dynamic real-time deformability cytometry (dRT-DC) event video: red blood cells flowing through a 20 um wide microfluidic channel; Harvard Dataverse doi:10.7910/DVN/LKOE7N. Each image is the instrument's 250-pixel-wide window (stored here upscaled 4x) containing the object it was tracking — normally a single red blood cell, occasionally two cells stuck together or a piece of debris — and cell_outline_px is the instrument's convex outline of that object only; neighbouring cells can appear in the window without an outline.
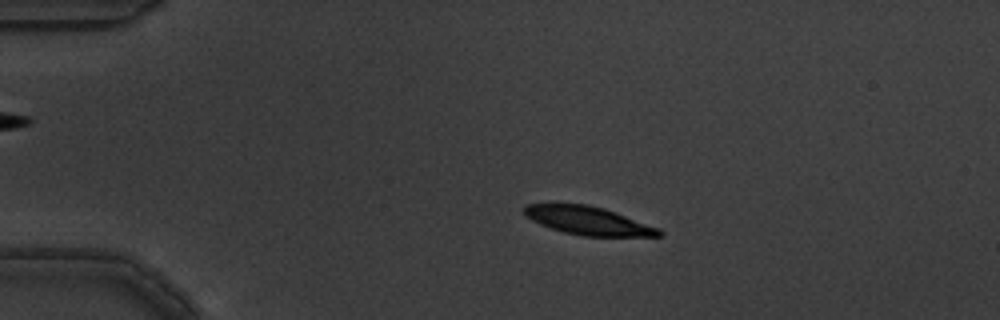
{"species": "common noctule bat (a hibernating species)", "species_latin": "Nyctalus noctula", "temperature_condition": "warm", "stored_images_in_passage": 10, "camera_frame_rate_fps": 3000, "um_per_image_px": 0.085, "animal": {"sex": "male", "body_mass_g": 19.5, "forearm_length_mm": 54.6}, "frame": {"image": 1, "passage_image": 2, "time_ms": 0.333, "image_size_px": [1000, 320], "cell_outline_px": [[664, 232], [660, 236], [584, 236], [564, 232], [540, 224], [524, 216], [524, 204], [588, 204], [604, 208], [660, 228]], "centroid_in_image_um": [50.01, 18.75], "position_along_channel_um": 35.0, "area_um2": 22.14}}
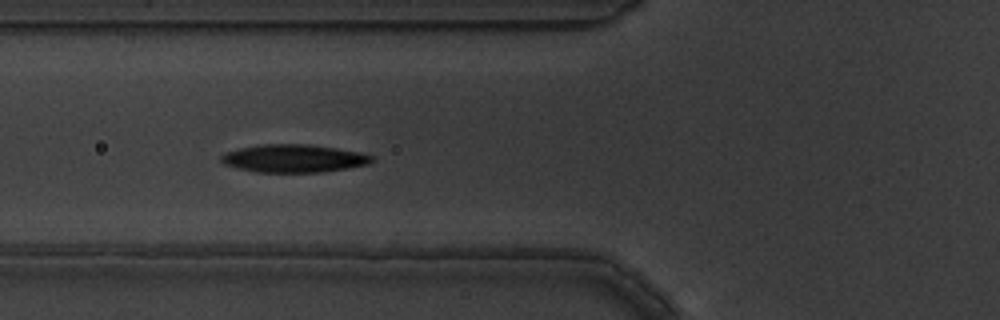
{"frame": {"image": 2, "passage_image": 5, "time_ms": 1.333, "image_size_px": [1000, 320], "cell_outline_px": [[376, 160], [368, 164], [348, 168], [320, 172], [256, 172], [224, 164], [220, 160], [220, 156], [224, 152], [240, 148], [260, 144], [308, 144], [336, 148], [360, 152], [376, 156]], "centroid_in_image_um": [25.0, 13.46], "position_along_channel_um": 100.8, "area_um2": 24.62}}
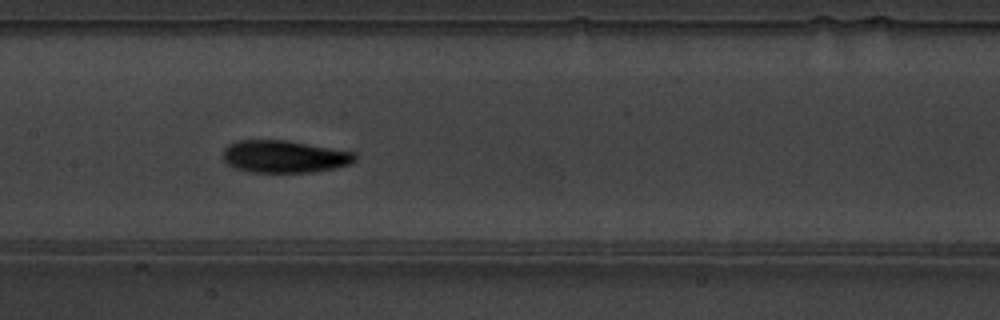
{"frame": {"image": 3, "passage_image": 7, "time_ms": 2.0, "image_size_px": [1000, 320], "cell_outline_px": [[356, 160], [352, 164], [336, 168], [312, 172], [248, 172], [236, 168], [228, 164], [224, 160], [224, 148], [228, 144], [236, 140], [288, 140], [356, 152]], "centroid_in_image_um": [24.2, 13.3], "position_along_channel_um": 183.2, "area_um2": 25.14}}